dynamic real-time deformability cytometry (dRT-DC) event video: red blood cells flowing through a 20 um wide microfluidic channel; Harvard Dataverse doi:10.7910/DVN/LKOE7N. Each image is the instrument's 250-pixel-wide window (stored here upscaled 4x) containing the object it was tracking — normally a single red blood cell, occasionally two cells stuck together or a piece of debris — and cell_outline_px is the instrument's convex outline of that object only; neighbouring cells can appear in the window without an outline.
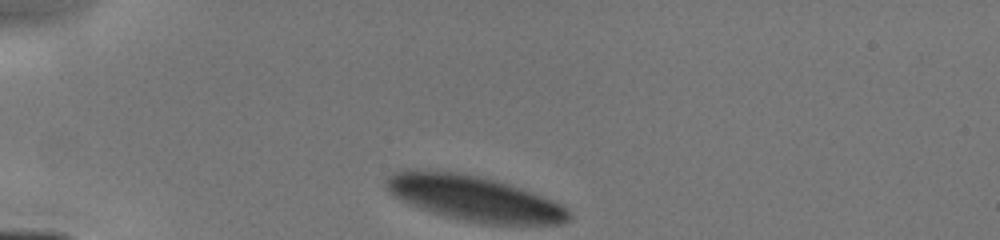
{"species": "human", "species_latin": "Homo sapiens", "temperature_condition": "cold", "stored_images_in_passage": 29, "camera_frame_rate_fps": 3000, "um_per_image_px": 0.085, "donor": {"sex": "male"}, "frame": {"image": 1, "passage_image": 1, "time_ms": 0.0, "image_size_px": [1000, 240], "cell_outline_px": [[572, 216], [564, 224], [484, 224], [460, 220], [444, 216], [420, 208], [392, 196], [388, 192], [384, 184], [384, 180], [392, 172], [400, 168], [416, 168], [460, 172], [508, 184], [532, 192], [552, 200], [560, 204], [572, 212]], "centroid_in_image_um": [40.22, 16.84], "position_along_channel_um": 44.8, "area_um2": 48.73}}
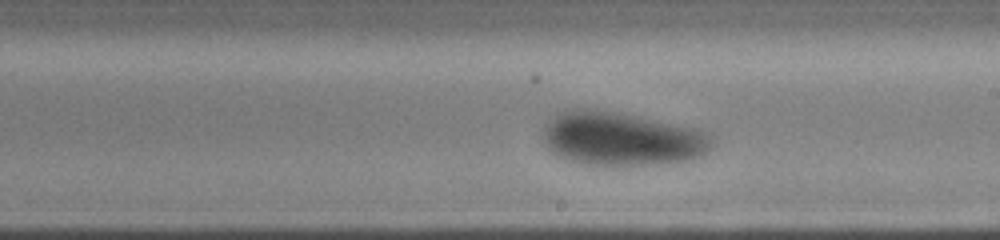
{"frame": {"image": 2, "passage_image": 17, "time_ms": 5.333, "image_size_px": [1000, 240], "cell_outline_px": [[712, 148], [700, 156], [688, 160], [612, 168], [588, 164], [572, 160], [560, 156], [552, 152], [548, 148], [544, 140], [544, 124], [556, 112], [572, 108], [596, 108], [688, 128], [700, 132], [708, 136], [712, 140]], "centroid_in_image_um": [52.71, 11.82], "position_along_channel_um": 236.3, "area_um2": 52.42}}
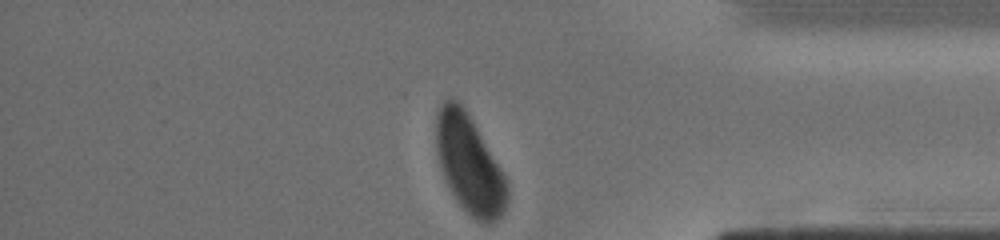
{"frame": {"image": 3, "passage_image": 29, "time_ms": 9.333, "image_size_px": [1000, 240], "cell_outline_px": [[508, 200], [500, 216], [496, 220], [488, 224], [476, 220], [456, 200], [444, 176], [440, 164], [436, 148], [436, 116], [444, 100], [456, 100], [464, 108], [472, 120], [504, 176], [508, 188]], "centroid_in_image_um": [39.89, 13.97], "position_along_channel_um": 395.3, "area_um2": 39.48}}